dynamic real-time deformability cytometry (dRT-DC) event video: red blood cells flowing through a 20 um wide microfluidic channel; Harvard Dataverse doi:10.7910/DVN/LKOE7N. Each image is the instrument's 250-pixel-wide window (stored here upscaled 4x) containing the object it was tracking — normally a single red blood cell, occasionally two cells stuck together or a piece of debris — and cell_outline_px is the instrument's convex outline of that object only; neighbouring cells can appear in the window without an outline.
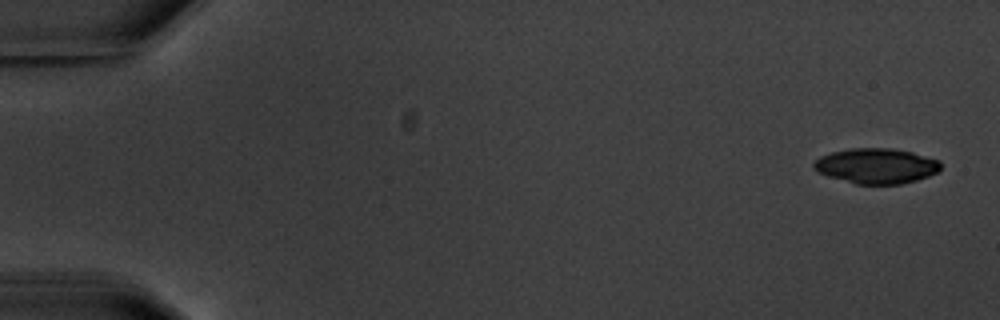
{"species": "common noctule bat (a hibernating species)", "species_latin": "Nyctalus noctula", "temperature_condition": "warm", "stored_images_in_passage": 11, "camera_frame_rate_fps": 3000, "um_per_image_px": 0.085, "animal": {"sex": "male", "body_mass_g": 20.1, "forearm_length_mm": 53.5}, "frame": {"image": 1, "passage_image": 1, "time_ms": 0.0, "image_size_px": [1000, 320], "cell_outline_px": [[940, 168], [936, 172], [928, 176], [916, 180], [900, 184], [856, 184], [828, 176], [816, 172], [812, 168], [812, 164], [820, 156], [832, 152], [852, 148], [892, 148], [912, 152], [940, 160]], "centroid_in_image_um": [74.46, 14.1], "position_along_channel_um": 10.5, "area_um2": 26.07}}
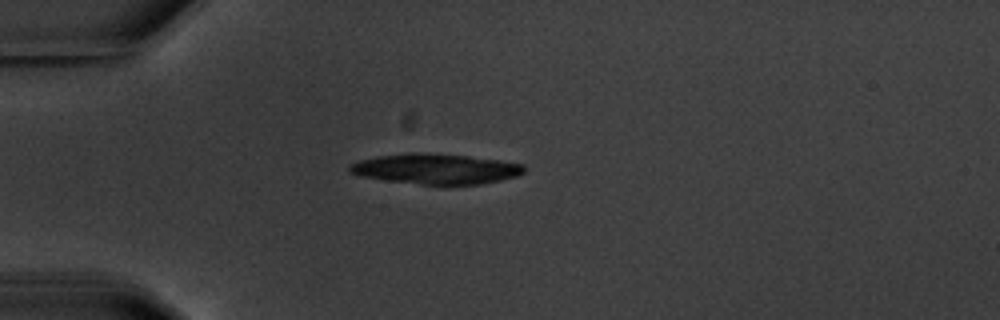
{"frame": {"image": 2, "passage_image": 4, "time_ms": 4.667, "image_size_px": [1000, 320], "cell_outline_px": [[524, 172], [516, 176], [500, 180], [480, 184], [420, 184], [388, 180], [364, 176], [348, 172], [348, 164], [360, 160], [376, 156], [412, 152], [428, 152], [468, 156], [500, 160], [524, 164]], "centroid_in_image_um": [37.03, 14.33], "position_along_channel_um": 48.0, "area_um2": 30.69}}